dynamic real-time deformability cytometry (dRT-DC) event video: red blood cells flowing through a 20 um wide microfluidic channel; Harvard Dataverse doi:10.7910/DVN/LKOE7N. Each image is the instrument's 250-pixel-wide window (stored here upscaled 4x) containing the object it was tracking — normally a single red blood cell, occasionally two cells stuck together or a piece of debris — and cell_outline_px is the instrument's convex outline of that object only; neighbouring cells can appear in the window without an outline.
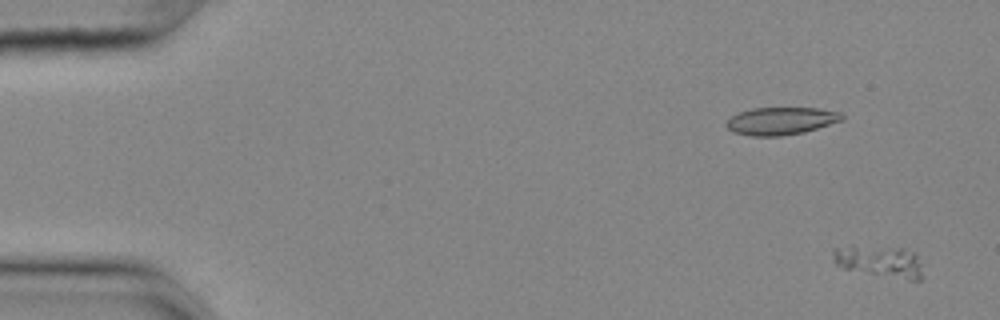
{"species": "common noctule bat (a hibernating species)", "species_latin": "Nyctalus noctula", "temperature_condition": "cold", "stored_images_in_passage": 56, "camera_frame_rate_fps": 3000, "um_per_image_px": 0.085, "animal": {"sex": "female", "body_mass_g": 25.1}, "frame": {"image": 1, "passage_image": 2, "time_ms": 0.333, "image_size_px": [1000, 320], "cell_outline_px": [[924, 276], [920, 280], [908, 280], [844, 268], [836, 264], [832, 260], [832, 248], [904, 248], [912, 252], [916, 256], [920, 264]], "centroid_in_image_um": [74.81, 22.25], "position_along_channel_um": 10.2, "area_um2": 15.84}}